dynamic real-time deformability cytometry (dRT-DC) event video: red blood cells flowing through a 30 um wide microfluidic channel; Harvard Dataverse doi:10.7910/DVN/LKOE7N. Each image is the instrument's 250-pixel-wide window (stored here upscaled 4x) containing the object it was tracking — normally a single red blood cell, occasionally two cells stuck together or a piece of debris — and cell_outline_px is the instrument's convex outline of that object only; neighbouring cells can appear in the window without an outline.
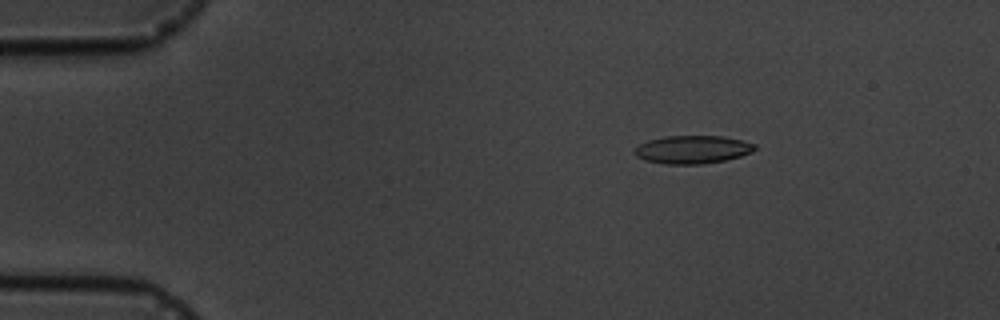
{"species": "common noctule bat (a hibernating species)", "species_latin": "Nyctalus noctula", "temperature_condition": "cold", "stored_images_in_passage": 5, "camera_frame_rate_fps": 3000, "um_per_image_px": 0.085, "animal": {"sex": "male", "body_mass_g": 19.5, "forearm_length_mm": 54.6}, "frame": {"image": 1, "passage_image": 3, "time_ms": 2.333, "image_size_px": [1000, 320], "cell_outline_px": [[756, 148], [752, 152], [740, 156], [724, 160], [700, 164], [668, 164], [644, 160], [636, 156], [632, 152], [640, 144], [648, 140], [664, 136], [724, 136], [744, 140], [756, 144]], "centroid_in_image_um": [58.87, 12.7], "position_along_channel_um": 26.1, "area_um2": 19.71}}